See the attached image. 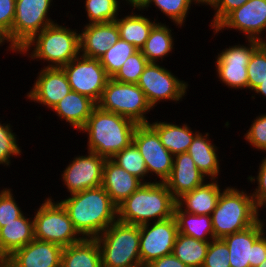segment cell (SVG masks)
Instances as JSON below:
<instances>
[{"mask_svg": "<svg viewBox=\"0 0 266 267\" xmlns=\"http://www.w3.org/2000/svg\"><path fill=\"white\" fill-rule=\"evenodd\" d=\"M59 202L83 238H96L118 220L117 206L102 186L72 193Z\"/></svg>", "mask_w": 266, "mask_h": 267, "instance_id": "cell-1", "label": "cell"}, {"mask_svg": "<svg viewBox=\"0 0 266 267\" xmlns=\"http://www.w3.org/2000/svg\"><path fill=\"white\" fill-rule=\"evenodd\" d=\"M137 125L126 117L104 111L96 106L79 131L88 135V151L111 159L133 142Z\"/></svg>", "mask_w": 266, "mask_h": 267, "instance_id": "cell-2", "label": "cell"}, {"mask_svg": "<svg viewBox=\"0 0 266 267\" xmlns=\"http://www.w3.org/2000/svg\"><path fill=\"white\" fill-rule=\"evenodd\" d=\"M176 199L165 182L143 183L118 207V221L137 226L174 216Z\"/></svg>", "mask_w": 266, "mask_h": 267, "instance_id": "cell-3", "label": "cell"}, {"mask_svg": "<svg viewBox=\"0 0 266 267\" xmlns=\"http://www.w3.org/2000/svg\"><path fill=\"white\" fill-rule=\"evenodd\" d=\"M18 53L48 62L44 68H62L80 54L79 32L56 22L36 34Z\"/></svg>", "mask_w": 266, "mask_h": 267, "instance_id": "cell-4", "label": "cell"}, {"mask_svg": "<svg viewBox=\"0 0 266 267\" xmlns=\"http://www.w3.org/2000/svg\"><path fill=\"white\" fill-rule=\"evenodd\" d=\"M260 214L251 193L228 186L221 192L211 214L215 238L236 233L254 225Z\"/></svg>", "mask_w": 266, "mask_h": 267, "instance_id": "cell-5", "label": "cell"}, {"mask_svg": "<svg viewBox=\"0 0 266 267\" xmlns=\"http://www.w3.org/2000/svg\"><path fill=\"white\" fill-rule=\"evenodd\" d=\"M95 239L100 248L102 267H132L141 263L140 226L117 220Z\"/></svg>", "mask_w": 266, "mask_h": 267, "instance_id": "cell-6", "label": "cell"}, {"mask_svg": "<svg viewBox=\"0 0 266 267\" xmlns=\"http://www.w3.org/2000/svg\"><path fill=\"white\" fill-rule=\"evenodd\" d=\"M97 106L107 112L126 117L136 124H148L146 114L153 110L137 84L121 83L110 78Z\"/></svg>", "mask_w": 266, "mask_h": 267, "instance_id": "cell-7", "label": "cell"}, {"mask_svg": "<svg viewBox=\"0 0 266 267\" xmlns=\"http://www.w3.org/2000/svg\"><path fill=\"white\" fill-rule=\"evenodd\" d=\"M34 238L67 247L80 242L83 237L74 228L66 209L52 196L46 198L33 217Z\"/></svg>", "mask_w": 266, "mask_h": 267, "instance_id": "cell-8", "label": "cell"}, {"mask_svg": "<svg viewBox=\"0 0 266 267\" xmlns=\"http://www.w3.org/2000/svg\"><path fill=\"white\" fill-rule=\"evenodd\" d=\"M53 0H16L12 47L19 52L36 34L56 23L50 15Z\"/></svg>", "mask_w": 266, "mask_h": 267, "instance_id": "cell-9", "label": "cell"}, {"mask_svg": "<svg viewBox=\"0 0 266 267\" xmlns=\"http://www.w3.org/2000/svg\"><path fill=\"white\" fill-rule=\"evenodd\" d=\"M137 85L144 92L147 101L153 109L164 101L177 103L186 96L188 83L178 79L170 70L159 63H148Z\"/></svg>", "mask_w": 266, "mask_h": 267, "instance_id": "cell-10", "label": "cell"}, {"mask_svg": "<svg viewBox=\"0 0 266 267\" xmlns=\"http://www.w3.org/2000/svg\"><path fill=\"white\" fill-rule=\"evenodd\" d=\"M246 44H237L224 48L215 57V66L219 81L228 88L247 89V65L252 53L262 44L255 39H245Z\"/></svg>", "mask_w": 266, "mask_h": 267, "instance_id": "cell-11", "label": "cell"}, {"mask_svg": "<svg viewBox=\"0 0 266 267\" xmlns=\"http://www.w3.org/2000/svg\"><path fill=\"white\" fill-rule=\"evenodd\" d=\"M71 90L89 97L96 104L110 79L105 69L96 58H88L79 54L70 63L62 67Z\"/></svg>", "mask_w": 266, "mask_h": 267, "instance_id": "cell-12", "label": "cell"}, {"mask_svg": "<svg viewBox=\"0 0 266 267\" xmlns=\"http://www.w3.org/2000/svg\"><path fill=\"white\" fill-rule=\"evenodd\" d=\"M222 239L228 246L231 267H257L266 259V235L259 221Z\"/></svg>", "mask_w": 266, "mask_h": 267, "instance_id": "cell-13", "label": "cell"}, {"mask_svg": "<svg viewBox=\"0 0 266 267\" xmlns=\"http://www.w3.org/2000/svg\"><path fill=\"white\" fill-rule=\"evenodd\" d=\"M133 143L145 160L148 174L165 182L171 174L174 156L163 146L157 132L149 124L137 125Z\"/></svg>", "mask_w": 266, "mask_h": 267, "instance_id": "cell-14", "label": "cell"}, {"mask_svg": "<svg viewBox=\"0 0 266 267\" xmlns=\"http://www.w3.org/2000/svg\"><path fill=\"white\" fill-rule=\"evenodd\" d=\"M175 217L140 225L139 253L142 264L172 254L178 235Z\"/></svg>", "mask_w": 266, "mask_h": 267, "instance_id": "cell-15", "label": "cell"}, {"mask_svg": "<svg viewBox=\"0 0 266 267\" xmlns=\"http://www.w3.org/2000/svg\"><path fill=\"white\" fill-rule=\"evenodd\" d=\"M224 29H234L243 33L246 39H255L264 43L266 41V34H264L266 32V0H248L229 13L213 29V32L217 35Z\"/></svg>", "mask_w": 266, "mask_h": 267, "instance_id": "cell-16", "label": "cell"}, {"mask_svg": "<svg viewBox=\"0 0 266 267\" xmlns=\"http://www.w3.org/2000/svg\"><path fill=\"white\" fill-rule=\"evenodd\" d=\"M87 153L85 156L77 155L62 171L63 186L70 194L102 185L106 158L90 151Z\"/></svg>", "mask_w": 266, "mask_h": 267, "instance_id": "cell-17", "label": "cell"}, {"mask_svg": "<svg viewBox=\"0 0 266 267\" xmlns=\"http://www.w3.org/2000/svg\"><path fill=\"white\" fill-rule=\"evenodd\" d=\"M71 91V86L62 68H41L27 99L52 109Z\"/></svg>", "mask_w": 266, "mask_h": 267, "instance_id": "cell-18", "label": "cell"}, {"mask_svg": "<svg viewBox=\"0 0 266 267\" xmlns=\"http://www.w3.org/2000/svg\"><path fill=\"white\" fill-rule=\"evenodd\" d=\"M63 247L37 239L7 257V267H61Z\"/></svg>", "mask_w": 266, "mask_h": 267, "instance_id": "cell-19", "label": "cell"}, {"mask_svg": "<svg viewBox=\"0 0 266 267\" xmlns=\"http://www.w3.org/2000/svg\"><path fill=\"white\" fill-rule=\"evenodd\" d=\"M79 33L80 54L100 59L120 39L116 22L83 25Z\"/></svg>", "mask_w": 266, "mask_h": 267, "instance_id": "cell-20", "label": "cell"}, {"mask_svg": "<svg viewBox=\"0 0 266 267\" xmlns=\"http://www.w3.org/2000/svg\"><path fill=\"white\" fill-rule=\"evenodd\" d=\"M207 177L197 168L191 156L185 152L174 155L172 171L165 181L168 190L177 200L183 194L203 185Z\"/></svg>", "mask_w": 266, "mask_h": 267, "instance_id": "cell-21", "label": "cell"}, {"mask_svg": "<svg viewBox=\"0 0 266 267\" xmlns=\"http://www.w3.org/2000/svg\"><path fill=\"white\" fill-rule=\"evenodd\" d=\"M142 184L143 182L140 179L128 173L111 159L105 160L101 186L117 207Z\"/></svg>", "mask_w": 266, "mask_h": 267, "instance_id": "cell-22", "label": "cell"}, {"mask_svg": "<svg viewBox=\"0 0 266 267\" xmlns=\"http://www.w3.org/2000/svg\"><path fill=\"white\" fill-rule=\"evenodd\" d=\"M222 188L218 180H207L203 185L183 194L176 205L184 212L195 215H211L217 206Z\"/></svg>", "mask_w": 266, "mask_h": 267, "instance_id": "cell-23", "label": "cell"}, {"mask_svg": "<svg viewBox=\"0 0 266 267\" xmlns=\"http://www.w3.org/2000/svg\"><path fill=\"white\" fill-rule=\"evenodd\" d=\"M97 104L89 97L70 91L51 109L59 119L65 120L71 127L79 131L91 116Z\"/></svg>", "mask_w": 266, "mask_h": 267, "instance_id": "cell-24", "label": "cell"}, {"mask_svg": "<svg viewBox=\"0 0 266 267\" xmlns=\"http://www.w3.org/2000/svg\"><path fill=\"white\" fill-rule=\"evenodd\" d=\"M209 132L202 134L198 132L187 153L195 162L197 168L210 180H218L220 174V160L217 154L218 148L216 144L211 143Z\"/></svg>", "mask_w": 266, "mask_h": 267, "instance_id": "cell-25", "label": "cell"}, {"mask_svg": "<svg viewBox=\"0 0 266 267\" xmlns=\"http://www.w3.org/2000/svg\"><path fill=\"white\" fill-rule=\"evenodd\" d=\"M34 239L33 217L23 213L10 223L0 228V251L9 257L15 250L27 245Z\"/></svg>", "mask_w": 266, "mask_h": 267, "instance_id": "cell-26", "label": "cell"}, {"mask_svg": "<svg viewBox=\"0 0 266 267\" xmlns=\"http://www.w3.org/2000/svg\"><path fill=\"white\" fill-rule=\"evenodd\" d=\"M148 124L157 132L161 143L173 156L187 152L194 136L199 132L193 131L186 123L182 126L167 121H154Z\"/></svg>", "mask_w": 266, "mask_h": 267, "instance_id": "cell-27", "label": "cell"}, {"mask_svg": "<svg viewBox=\"0 0 266 267\" xmlns=\"http://www.w3.org/2000/svg\"><path fill=\"white\" fill-rule=\"evenodd\" d=\"M61 267H102L97 240L83 238L80 242L64 247Z\"/></svg>", "mask_w": 266, "mask_h": 267, "instance_id": "cell-28", "label": "cell"}, {"mask_svg": "<svg viewBox=\"0 0 266 267\" xmlns=\"http://www.w3.org/2000/svg\"><path fill=\"white\" fill-rule=\"evenodd\" d=\"M130 14L121 18L119 16L115 20L119 36L120 39L132 44L137 50H141L157 20H150L148 16L138 15L133 11Z\"/></svg>", "mask_w": 266, "mask_h": 267, "instance_id": "cell-29", "label": "cell"}, {"mask_svg": "<svg viewBox=\"0 0 266 267\" xmlns=\"http://www.w3.org/2000/svg\"><path fill=\"white\" fill-rule=\"evenodd\" d=\"M173 30L165 23L157 22L151 29L148 39L141 48L142 54L149 63H158V60H165L174 49Z\"/></svg>", "mask_w": 266, "mask_h": 267, "instance_id": "cell-30", "label": "cell"}, {"mask_svg": "<svg viewBox=\"0 0 266 267\" xmlns=\"http://www.w3.org/2000/svg\"><path fill=\"white\" fill-rule=\"evenodd\" d=\"M178 232L202 241L215 239L211 215H195L182 211L177 205L174 209Z\"/></svg>", "mask_w": 266, "mask_h": 267, "instance_id": "cell-31", "label": "cell"}, {"mask_svg": "<svg viewBox=\"0 0 266 267\" xmlns=\"http://www.w3.org/2000/svg\"><path fill=\"white\" fill-rule=\"evenodd\" d=\"M209 242L178 233L172 254L188 267H202Z\"/></svg>", "mask_w": 266, "mask_h": 267, "instance_id": "cell-32", "label": "cell"}, {"mask_svg": "<svg viewBox=\"0 0 266 267\" xmlns=\"http://www.w3.org/2000/svg\"><path fill=\"white\" fill-rule=\"evenodd\" d=\"M111 160L121 168L125 169L128 173L136 176L143 183H151L152 181H145L148 178V171L146 163L140 154L136 145L132 142L129 146L116 153Z\"/></svg>", "mask_w": 266, "mask_h": 267, "instance_id": "cell-33", "label": "cell"}, {"mask_svg": "<svg viewBox=\"0 0 266 267\" xmlns=\"http://www.w3.org/2000/svg\"><path fill=\"white\" fill-rule=\"evenodd\" d=\"M120 3V0H85L88 24L115 21L121 12Z\"/></svg>", "mask_w": 266, "mask_h": 267, "instance_id": "cell-34", "label": "cell"}, {"mask_svg": "<svg viewBox=\"0 0 266 267\" xmlns=\"http://www.w3.org/2000/svg\"><path fill=\"white\" fill-rule=\"evenodd\" d=\"M137 51L138 50L132 44L119 39L117 43L111 46L99 59L100 64L105 69L107 75L112 78L119 71L127 58Z\"/></svg>", "mask_w": 266, "mask_h": 267, "instance_id": "cell-35", "label": "cell"}, {"mask_svg": "<svg viewBox=\"0 0 266 267\" xmlns=\"http://www.w3.org/2000/svg\"><path fill=\"white\" fill-rule=\"evenodd\" d=\"M154 4L156 9L158 8L161 13L165 14L171 22L178 27H184L187 13H190L191 4H194L193 0H150L142 10L137 11H148V7Z\"/></svg>", "mask_w": 266, "mask_h": 267, "instance_id": "cell-36", "label": "cell"}, {"mask_svg": "<svg viewBox=\"0 0 266 267\" xmlns=\"http://www.w3.org/2000/svg\"><path fill=\"white\" fill-rule=\"evenodd\" d=\"M148 63L146 57L138 50L135 54L127 58L112 79L121 83L137 84L140 75L143 73Z\"/></svg>", "mask_w": 266, "mask_h": 267, "instance_id": "cell-37", "label": "cell"}, {"mask_svg": "<svg viewBox=\"0 0 266 267\" xmlns=\"http://www.w3.org/2000/svg\"><path fill=\"white\" fill-rule=\"evenodd\" d=\"M248 90L253 91L266 81V44L262 43L251 55L247 65Z\"/></svg>", "mask_w": 266, "mask_h": 267, "instance_id": "cell-38", "label": "cell"}, {"mask_svg": "<svg viewBox=\"0 0 266 267\" xmlns=\"http://www.w3.org/2000/svg\"><path fill=\"white\" fill-rule=\"evenodd\" d=\"M10 123L0 121V165H11V158L15 155L20 156L22 153L19 147L17 135L12 130Z\"/></svg>", "mask_w": 266, "mask_h": 267, "instance_id": "cell-39", "label": "cell"}, {"mask_svg": "<svg viewBox=\"0 0 266 267\" xmlns=\"http://www.w3.org/2000/svg\"><path fill=\"white\" fill-rule=\"evenodd\" d=\"M228 246L222 238L209 242L206 257L202 267H231Z\"/></svg>", "mask_w": 266, "mask_h": 267, "instance_id": "cell-40", "label": "cell"}, {"mask_svg": "<svg viewBox=\"0 0 266 267\" xmlns=\"http://www.w3.org/2000/svg\"><path fill=\"white\" fill-rule=\"evenodd\" d=\"M24 212L16 202L12 189L0 190V228L19 218Z\"/></svg>", "mask_w": 266, "mask_h": 267, "instance_id": "cell-41", "label": "cell"}, {"mask_svg": "<svg viewBox=\"0 0 266 267\" xmlns=\"http://www.w3.org/2000/svg\"><path fill=\"white\" fill-rule=\"evenodd\" d=\"M253 120L244 134L245 140L258 151L266 152V113H261Z\"/></svg>", "mask_w": 266, "mask_h": 267, "instance_id": "cell-42", "label": "cell"}, {"mask_svg": "<svg viewBox=\"0 0 266 267\" xmlns=\"http://www.w3.org/2000/svg\"><path fill=\"white\" fill-rule=\"evenodd\" d=\"M16 0H0V29L7 35L9 45L7 51L18 53L12 47V26L15 17Z\"/></svg>", "mask_w": 266, "mask_h": 267, "instance_id": "cell-43", "label": "cell"}, {"mask_svg": "<svg viewBox=\"0 0 266 267\" xmlns=\"http://www.w3.org/2000/svg\"><path fill=\"white\" fill-rule=\"evenodd\" d=\"M247 179L251 183L257 181L258 186H256L253 193H251L256 206L259 208L266 204V157H264L259 164L257 176L250 175Z\"/></svg>", "mask_w": 266, "mask_h": 267, "instance_id": "cell-44", "label": "cell"}, {"mask_svg": "<svg viewBox=\"0 0 266 267\" xmlns=\"http://www.w3.org/2000/svg\"><path fill=\"white\" fill-rule=\"evenodd\" d=\"M248 0H219L213 8L214 17L210 22V27L214 29L229 13L234 9L241 7Z\"/></svg>", "mask_w": 266, "mask_h": 267, "instance_id": "cell-45", "label": "cell"}, {"mask_svg": "<svg viewBox=\"0 0 266 267\" xmlns=\"http://www.w3.org/2000/svg\"><path fill=\"white\" fill-rule=\"evenodd\" d=\"M148 267H188L173 254L162 256L161 258L151 261Z\"/></svg>", "mask_w": 266, "mask_h": 267, "instance_id": "cell-46", "label": "cell"}, {"mask_svg": "<svg viewBox=\"0 0 266 267\" xmlns=\"http://www.w3.org/2000/svg\"><path fill=\"white\" fill-rule=\"evenodd\" d=\"M123 1L124 2L126 1V4L130 5L133 8L131 10L134 9L142 10L150 0H123Z\"/></svg>", "mask_w": 266, "mask_h": 267, "instance_id": "cell-47", "label": "cell"}, {"mask_svg": "<svg viewBox=\"0 0 266 267\" xmlns=\"http://www.w3.org/2000/svg\"><path fill=\"white\" fill-rule=\"evenodd\" d=\"M194 5L200 6V4L210 6V8H214L216 4L219 2V0H193Z\"/></svg>", "mask_w": 266, "mask_h": 267, "instance_id": "cell-48", "label": "cell"}, {"mask_svg": "<svg viewBox=\"0 0 266 267\" xmlns=\"http://www.w3.org/2000/svg\"><path fill=\"white\" fill-rule=\"evenodd\" d=\"M254 93L259 95H264L263 97L266 98V81L262 82L260 85H258L254 90Z\"/></svg>", "mask_w": 266, "mask_h": 267, "instance_id": "cell-49", "label": "cell"}, {"mask_svg": "<svg viewBox=\"0 0 266 267\" xmlns=\"http://www.w3.org/2000/svg\"><path fill=\"white\" fill-rule=\"evenodd\" d=\"M264 208H266V205H262L261 207H259L258 208V213H260V211H261V209H264ZM258 221H259V223H260V225H261V228H262V232H263V234L264 235H266V228H265V226H266V219H260V218H258ZM265 222V223H264ZM265 228V229H264Z\"/></svg>", "mask_w": 266, "mask_h": 267, "instance_id": "cell-50", "label": "cell"}, {"mask_svg": "<svg viewBox=\"0 0 266 267\" xmlns=\"http://www.w3.org/2000/svg\"><path fill=\"white\" fill-rule=\"evenodd\" d=\"M9 43L7 35L0 29V46L5 45L4 43Z\"/></svg>", "mask_w": 266, "mask_h": 267, "instance_id": "cell-51", "label": "cell"}, {"mask_svg": "<svg viewBox=\"0 0 266 267\" xmlns=\"http://www.w3.org/2000/svg\"><path fill=\"white\" fill-rule=\"evenodd\" d=\"M0 267H7V258L1 251H0Z\"/></svg>", "mask_w": 266, "mask_h": 267, "instance_id": "cell-52", "label": "cell"}, {"mask_svg": "<svg viewBox=\"0 0 266 267\" xmlns=\"http://www.w3.org/2000/svg\"><path fill=\"white\" fill-rule=\"evenodd\" d=\"M132 267H148V266L146 264L140 263V264H137V265L132 266Z\"/></svg>", "mask_w": 266, "mask_h": 267, "instance_id": "cell-53", "label": "cell"}, {"mask_svg": "<svg viewBox=\"0 0 266 267\" xmlns=\"http://www.w3.org/2000/svg\"><path fill=\"white\" fill-rule=\"evenodd\" d=\"M257 267H266V259L260 265H258Z\"/></svg>", "mask_w": 266, "mask_h": 267, "instance_id": "cell-54", "label": "cell"}]
</instances>
